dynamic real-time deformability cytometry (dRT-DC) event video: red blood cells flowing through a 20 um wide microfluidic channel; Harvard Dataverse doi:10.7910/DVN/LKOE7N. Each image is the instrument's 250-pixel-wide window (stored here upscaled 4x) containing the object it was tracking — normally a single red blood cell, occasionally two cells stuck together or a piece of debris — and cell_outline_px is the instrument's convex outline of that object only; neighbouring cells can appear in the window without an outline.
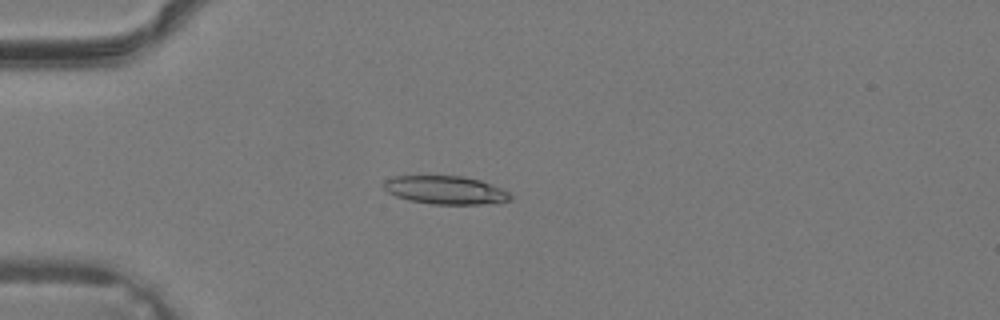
{"species": "common noctule bat (a hibernating species)", "species_latin": "Nyctalus noctula", "temperature_condition": "warm", "stored_images_in_passage": 35, "camera_frame_rate_fps": 3000, "um_per_image_px": 0.085, "animal": {"sex": "male", "body_mass_g": 19.2, "forearm_length_mm": 51.8}, "frame": {"image": 1, "passage_image": 7, "time_ms": 2.0, "image_size_px": [1000, 320], "cell_outline_px": [[512, 200], [500, 204], [432, 204], [408, 200], [396, 196], [388, 192], [384, 188], [384, 180], [392, 176], [464, 176], [480, 180], [492, 184], [508, 192], [512, 196]], "centroid_in_image_um": [37.91, 16.16], "position_along_channel_um": 47.1, "area_um2": 21.1}}
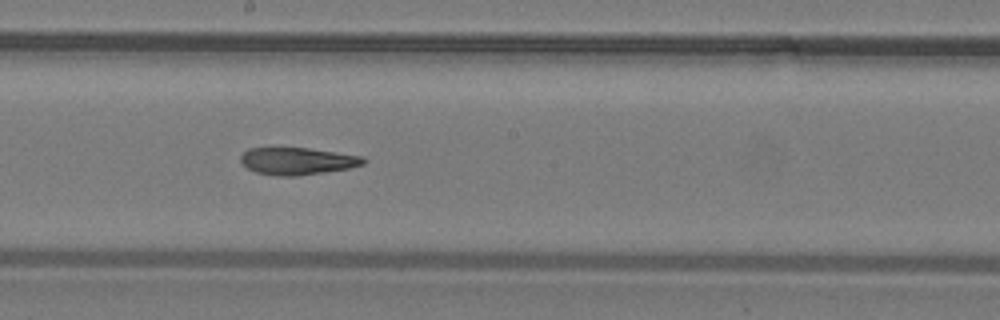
{"frame": {"image": 2, "passage_image": 18, "time_ms": 5.667, "image_size_px": [1000, 320], "cell_outline_px": [[368, 160], [364, 164], [348, 168], [300, 176], [276, 176], [256, 172], [248, 168], [240, 160], [240, 156], [248, 148], [308, 148], [364, 156]], "centroid_in_image_um": [25.3, 13.69], "position_along_channel_um": 222.9, "area_um2": 19.48}}
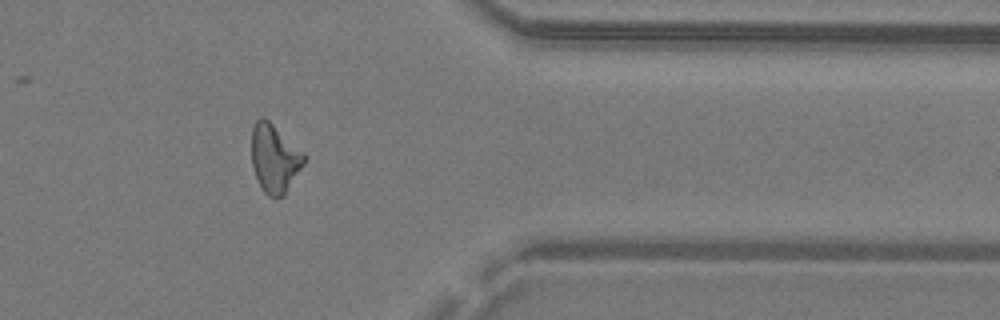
{"frame": {"image": 3, "passage_image": 28, "time_ms": 9.0, "image_size_px": [1000, 320], "cell_outline_px": [[304, 164], [284, 196], [268, 196], [264, 192], [256, 176], [252, 164], [252, 128], [256, 120], [260, 116], [264, 116], [304, 152]], "centroid_in_image_um": [23.34, 13.44], "position_along_channel_um": 388.1, "area_um2": 20.75}}